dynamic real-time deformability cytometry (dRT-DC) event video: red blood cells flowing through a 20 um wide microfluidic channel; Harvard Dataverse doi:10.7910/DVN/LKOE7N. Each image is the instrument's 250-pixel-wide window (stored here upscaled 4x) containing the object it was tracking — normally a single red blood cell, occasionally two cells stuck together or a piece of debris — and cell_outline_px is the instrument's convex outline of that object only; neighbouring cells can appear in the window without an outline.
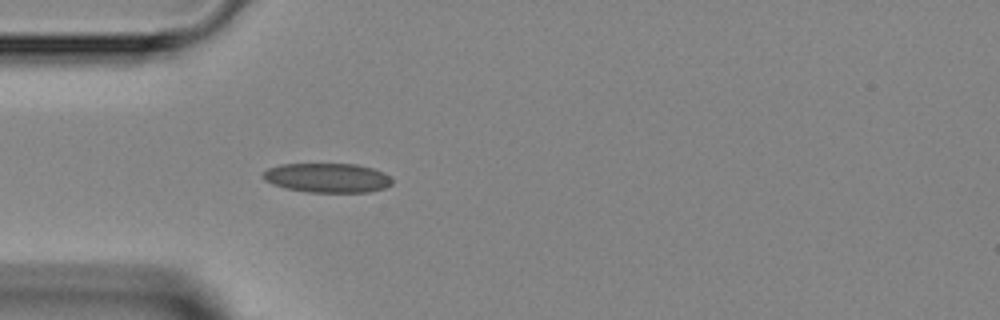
{"species": "Egyptian fruit bat (a non-hibernating species)", "species_latin": "Rousettus aegyptiacus", "temperature_condition": "room temperature", "stored_images_in_passage": 4, "camera_frame_rate_fps": 3000, "um_per_image_px": 0.085, "animal": {"sex": "female"}, "frame": {"image": 1, "passage_image": 4, "time_ms": 3.333, "image_size_px": [1000, 320], "cell_outline_px": [[392, 184], [384, 188], [368, 192], [308, 192], [284, 188], [272, 184], [264, 180], [260, 176], [268, 168], [280, 164], [356, 164], [372, 168], [384, 172], [392, 176]], "centroid_in_image_um": [27.82, 15.11], "position_along_channel_um": 57.2, "area_um2": 22.31}}